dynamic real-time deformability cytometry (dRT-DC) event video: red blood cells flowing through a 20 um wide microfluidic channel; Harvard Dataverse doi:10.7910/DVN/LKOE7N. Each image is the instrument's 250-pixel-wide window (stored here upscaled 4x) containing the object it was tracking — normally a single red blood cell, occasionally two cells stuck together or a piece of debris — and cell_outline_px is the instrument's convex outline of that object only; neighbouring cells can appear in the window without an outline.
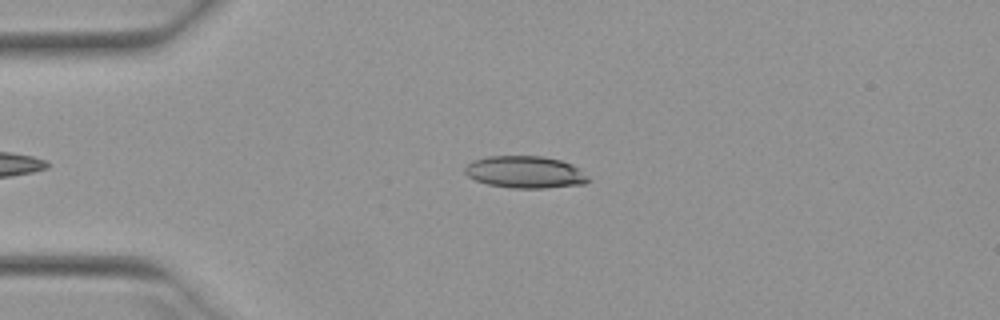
{"species": "Egyptian fruit bat (a non-hibernating species)", "species_latin": "Rousettus aegyptiacus", "temperature_condition": "warm", "stored_images_in_passage": 37, "camera_frame_rate_fps": 3000, "um_per_image_px": 0.085, "animal": {"sex": "female"}, "frame": {"image": 1, "passage_image": 3, "time_ms": 0.667, "image_size_px": [1000, 320], "cell_outline_px": [[588, 180], [584, 184], [544, 188], [508, 188], [488, 184], [476, 180], [468, 176], [464, 172], [464, 168], [472, 160], [488, 156], [544, 156], [560, 160], [572, 164], [580, 168]], "centroid_in_image_um": [44.61, 14.62], "position_along_channel_um": 40.4, "area_um2": 23.06}}
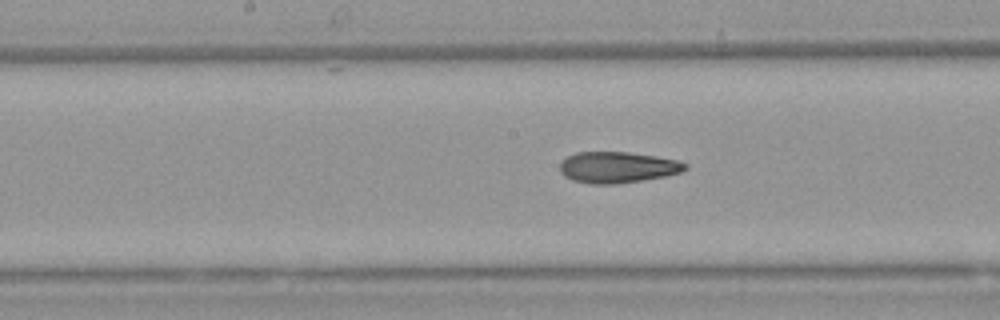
{"frame": {"image": 2, "passage_image": 17, "time_ms": 5.333, "image_size_px": [1000, 320], "cell_outline_px": [[688, 168], [680, 172], [664, 176], [616, 184], [592, 184], [572, 180], [564, 176], [560, 172], [560, 160], [576, 152], [628, 152], [656, 156], [676, 160], [688, 164]], "centroid_in_image_um": [52.45, 14.21], "position_along_channel_um": 195.7, "area_um2": 22.72}}
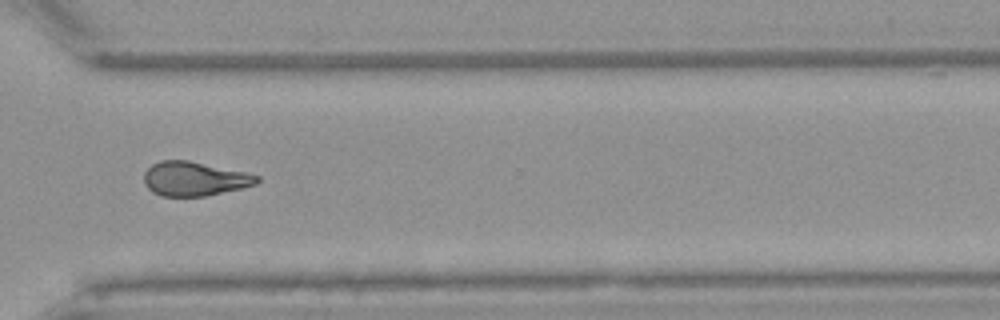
{"frame": {"image": 3, "passage_image": 29, "time_ms": 9.333, "image_size_px": [1000, 320], "cell_outline_px": [[260, 180], [256, 184], [244, 188], [204, 196], [160, 196], [152, 192], [144, 184], [144, 172], [152, 164], [160, 160], [188, 160], [244, 172], [260, 176]], "centroid_in_image_um": [16.51, 15.2], "position_along_channel_um": 354.1, "area_um2": 22.54}, "authors_computed_cell_mechanics": {"area_um2": 22.7732, "velocity_mm_per_s": 3.9646, "shape_relaxation_time_tau1_ms": null, "shape_relaxation_time_tau2_ms": 3.6691, "deformation_change_tau1": null, "deformation_change_tau2": 0.1245}}